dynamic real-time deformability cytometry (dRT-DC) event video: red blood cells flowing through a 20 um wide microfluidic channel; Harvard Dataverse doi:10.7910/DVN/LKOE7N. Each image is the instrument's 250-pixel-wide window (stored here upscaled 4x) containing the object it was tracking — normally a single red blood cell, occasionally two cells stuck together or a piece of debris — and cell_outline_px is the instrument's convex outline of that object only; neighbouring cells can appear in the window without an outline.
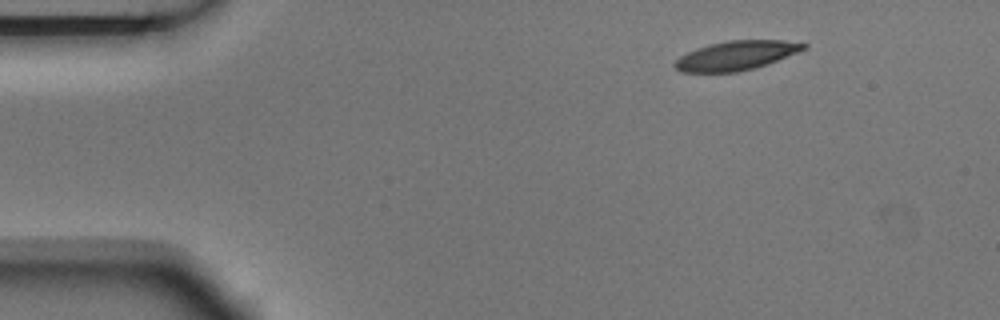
{"species": "Egyptian fruit bat (a non-hibernating species)", "species_latin": "Rousettus aegyptiacus", "temperature_condition": "room temperature", "stored_images_in_passage": 3, "camera_frame_rate_fps": 3000, "um_per_image_px": 0.085, "animal": {"sex": "male"}, "frame": {"image": 1, "passage_image": 1, "time_ms": 0.0, "image_size_px": [1000, 320], "cell_outline_px": [[808, 48], [768, 64], [756, 68], [736, 72], [680, 72], [672, 64], [680, 56], [696, 48], [708, 44], [728, 40], [784, 40], [808, 44]], "centroid_in_image_um": [62.58, 4.72], "position_along_channel_um": 22.4, "area_um2": 22.08}}
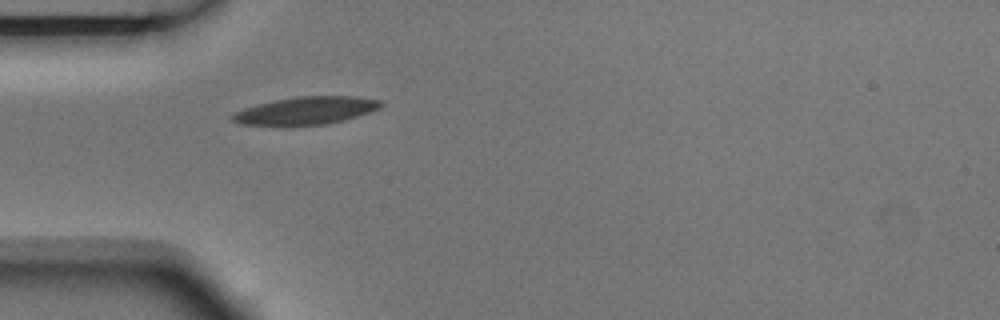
{"frame": {"image": 2, "passage_image": 3, "time_ms": 0.667, "image_size_px": [1000, 320], "cell_outline_px": [[384, 104], [380, 108], [372, 112], [344, 120], [324, 124], [240, 124], [232, 120], [228, 116], [244, 108], [276, 100], [296, 96], [360, 96], [380, 100]], "centroid_in_image_um": [26.09, 9.38], "position_along_channel_um": 58.9, "area_um2": 23.58}}